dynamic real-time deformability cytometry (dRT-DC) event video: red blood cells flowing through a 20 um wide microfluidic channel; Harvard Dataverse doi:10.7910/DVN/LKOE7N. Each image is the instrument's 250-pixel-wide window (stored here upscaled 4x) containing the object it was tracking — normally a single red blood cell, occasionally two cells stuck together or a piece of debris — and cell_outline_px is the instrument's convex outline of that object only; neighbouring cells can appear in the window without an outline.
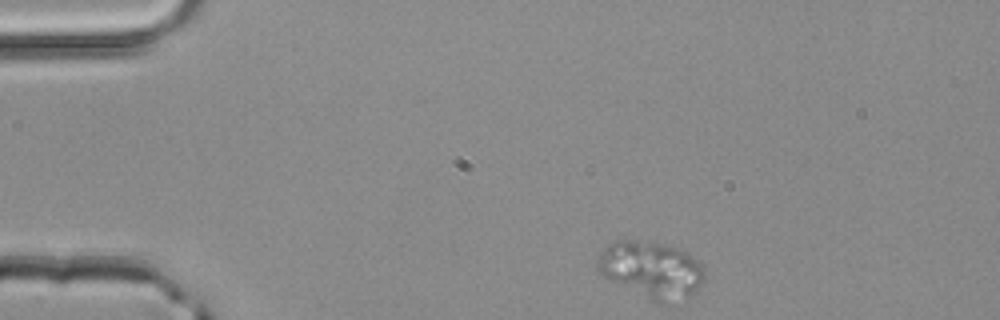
{"species": "common noctule bat (a hibernating species)", "species_latin": "Nyctalus noctula", "temperature_condition": "room temperature", "stored_images_in_passage": 43, "camera_frame_rate_fps": 3000, "um_per_image_px": 0.085, "animal": {"sex": "male", "body_mass_g": 20.4}, "frame": {"image": 1, "passage_image": 1, "time_ms": 0.0, "image_size_px": [1000, 320], "cell_outline_px": [[704, 280], [696, 292], [684, 304], [656, 304], [608, 280], [596, 268], [596, 264], [600, 252], [612, 240], [636, 240], [676, 248], [692, 256], [704, 268]], "centroid_in_image_um": [55.38, 23.01], "position_along_channel_um": 29.6, "area_um2": 36.13}}
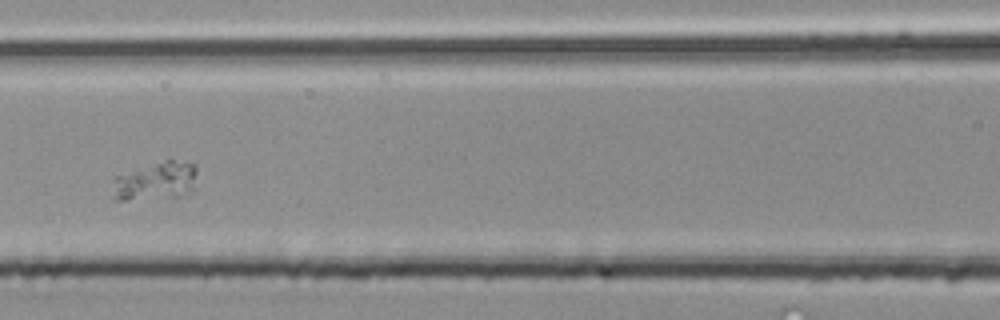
{"frame": {"image": 2, "passage_image": 15, "time_ms": 4.667, "image_size_px": [1000, 320], "cell_outline_px": [[196, 192], [180, 196], [128, 200], [112, 200], [112, 180], [116, 176], [164, 160], [172, 160], [196, 164]], "centroid_in_image_um": [13.26, 15.42], "position_along_channel_um": 153.3, "area_um2": 19.19}}
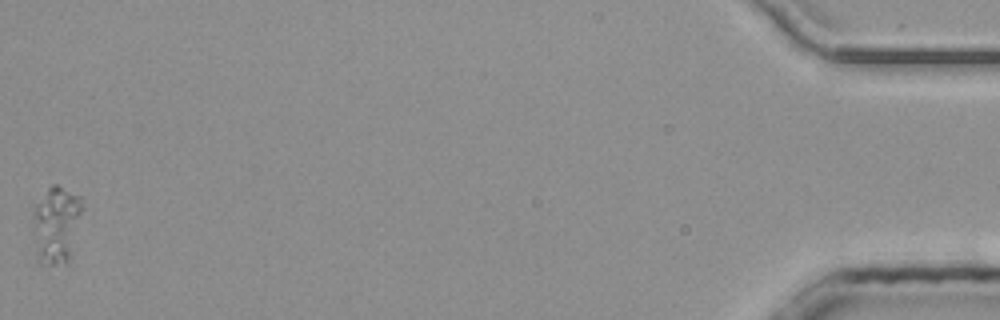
{"frame": {"image": 3, "passage_image": 43, "time_ms": 14.0, "image_size_px": [1000, 320], "cell_outline_px": [[84, 204], [68, 264], [36, 264], [36, 204], [48, 188], [52, 184], [56, 184], [80, 196]], "centroid_in_image_um": [4.84, 19.12], "position_along_channel_um": 430.4, "area_um2": 21.68}}